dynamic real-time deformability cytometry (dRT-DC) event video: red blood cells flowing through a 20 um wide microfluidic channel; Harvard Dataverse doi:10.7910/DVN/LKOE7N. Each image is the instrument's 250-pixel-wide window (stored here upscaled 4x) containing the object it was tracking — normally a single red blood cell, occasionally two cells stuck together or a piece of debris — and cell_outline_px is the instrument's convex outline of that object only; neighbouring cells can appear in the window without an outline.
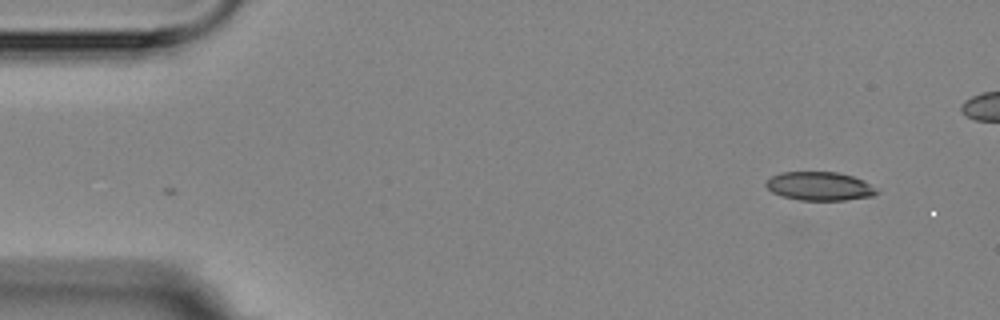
{"species": "Egyptian fruit bat (a non-hibernating species)", "species_latin": "Rousettus aegyptiacus", "temperature_condition": "room temperature", "stored_images_in_passage": 5, "camera_frame_rate_fps": 3000, "um_per_image_px": 0.085, "animal": {"sex": "female"}, "frame": {"image": 1, "passage_image": 5, "time_ms": 4.667, "image_size_px": [1000, 320], "cell_outline_px": [[880, 192], [872, 196], [844, 200], [800, 200], [780, 196], [772, 192], [764, 184], [772, 176], [780, 172], [836, 172], [852, 176], [864, 180], [880, 188]], "centroid_in_image_um": [69.71, 15.83], "position_along_channel_um": 15.3, "area_um2": 18.67}}